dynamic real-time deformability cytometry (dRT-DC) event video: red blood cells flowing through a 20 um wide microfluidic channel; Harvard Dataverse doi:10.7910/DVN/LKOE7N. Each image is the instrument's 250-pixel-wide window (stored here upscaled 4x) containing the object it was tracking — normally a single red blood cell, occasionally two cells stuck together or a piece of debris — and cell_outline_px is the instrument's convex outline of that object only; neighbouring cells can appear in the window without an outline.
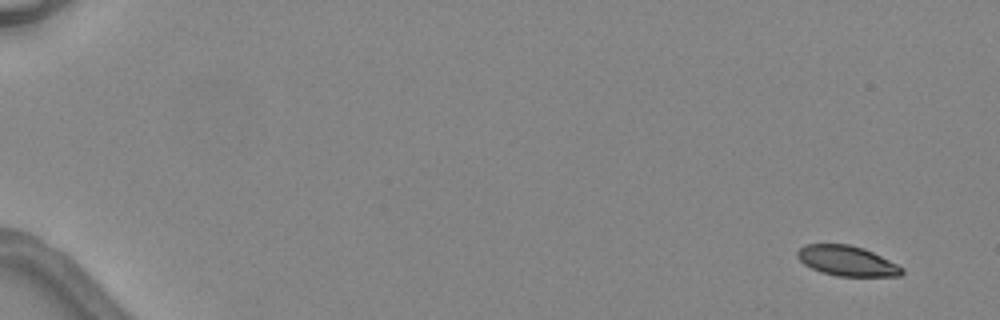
{"species": "common noctule bat (a hibernating species)", "species_latin": "Nyctalus noctula", "temperature_condition": "warm", "stored_images_in_passage": 5, "camera_frame_rate_fps": 3000, "um_per_image_px": 0.085, "animal": {"sex": "female", "body_mass_g": 24.6, "forearm_length_mm": 56.2}, "frame": {"image": 1, "passage_image": 1, "time_ms": 0.0, "image_size_px": [1000, 320], "cell_outline_px": [[904, 272], [900, 276], [836, 276], [820, 272], [804, 264], [796, 256], [796, 252], [804, 244], [848, 244], [864, 248], [904, 268]], "centroid_in_image_um": [71.97, 22.17], "position_along_channel_um": 13.0, "area_um2": 18.32}}
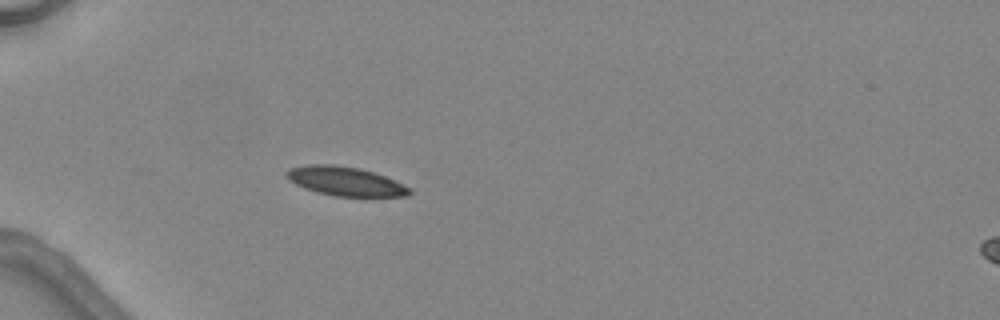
{"frame": {"image": 2, "passage_image": 5, "time_ms": 4.667, "image_size_px": [1000, 320], "cell_outline_px": [[412, 192], [408, 196], [332, 196], [316, 192], [304, 188], [288, 180], [284, 176], [284, 172], [288, 168], [308, 164], [332, 164], [360, 168], [384, 176], [408, 188]], "centroid_in_image_um": [29.24, 15.4], "position_along_channel_um": 55.8, "area_um2": 20.75}}